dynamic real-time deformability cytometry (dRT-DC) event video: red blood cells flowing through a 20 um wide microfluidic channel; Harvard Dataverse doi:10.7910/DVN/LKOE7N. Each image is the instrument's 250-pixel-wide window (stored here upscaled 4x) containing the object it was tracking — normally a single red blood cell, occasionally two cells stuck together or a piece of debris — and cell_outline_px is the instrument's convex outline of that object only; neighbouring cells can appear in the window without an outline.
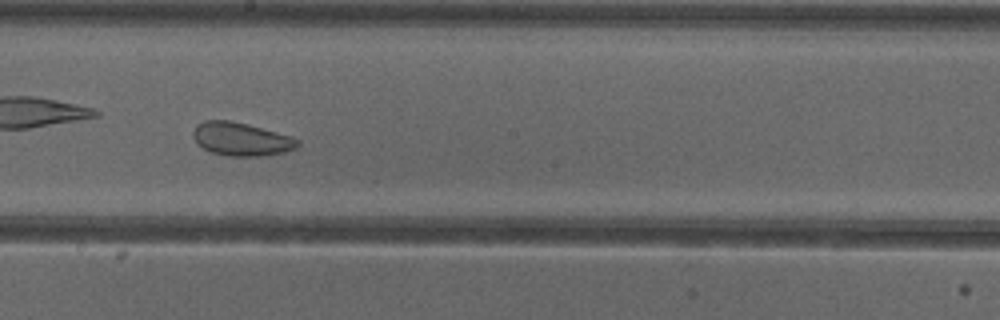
{"species": "common noctule bat (a hibernating species)", "species_latin": "Nyctalus noctula", "temperature_condition": "cold", "stored_images_in_passage": 54, "camera_frame_rate_fps": 3000, "um_per_image_px": 0.085, "animal": {"sex": "female"}, "frame": {"image": 1, "passage_image": 31, "time_ms": 10.0, "image_size_px": [1000, 320], "cell_outline_px": [[300, 144], [296, 148], [284, 152], [264, 156], [228, 156], [212, 152], [196, 144], [192, 136], [192, 132], [196, 124], [204, 120], [228, 120], [248, 124], [292, 136], [300, 140]], "centroid_in_image_um": [20.5, 11.82], "position_along_channel_um": 227.7, "area_um2": 20.52}, "authors_computed_cell_mechanics": {"area_um2": 27.9174, "velocity_mm_per_s": 3.8613, "shape_relaxation_time_tau1_ms": null, "shape_relaxation_time_tau2_ms": 1.795, "deformation_change_tau1": null, "deformation_change_tau2": 0.072}}